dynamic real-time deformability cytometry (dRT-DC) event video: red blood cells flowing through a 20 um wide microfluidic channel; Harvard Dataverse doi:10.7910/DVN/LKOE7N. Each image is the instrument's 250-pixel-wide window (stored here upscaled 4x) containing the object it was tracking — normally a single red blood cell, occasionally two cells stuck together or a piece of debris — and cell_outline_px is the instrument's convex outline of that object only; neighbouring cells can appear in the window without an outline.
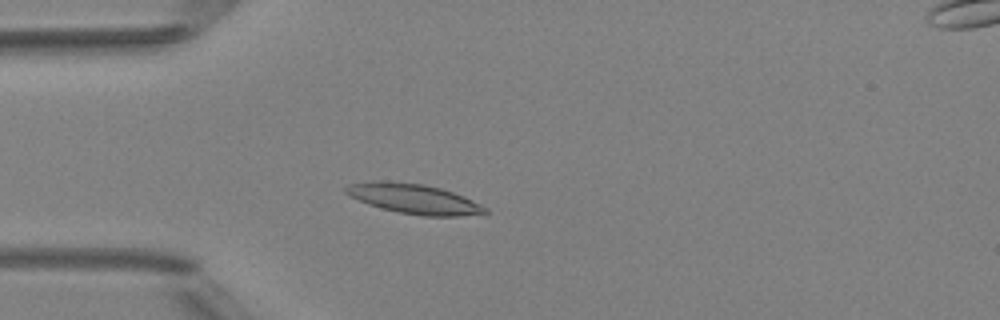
{"species": "Egyptian fruit bat (a non-hibernating species)", "species_latin": "Rousettus aegyptiacus", "temperature_condition": "room temperature", "stored_images_in_passage": 3, "camera_frame_rate_fps": 3000, "um_per_image_px": 0.085, "animal": {"sex": "female"}, "frame": {"image": 1, "passage_image": 3, "time_ms": 2.0, "image_size_px": [1000, 320], "cell_outline_px": [[488, 212], [484, 216], [424, 216], [400, 212], [368, 204], [344, 192], [344, 188], [348, 184], [380, 180], [424, 184], [440, 188], [464, 196], [488, 208]], "centroid_in_image_um": [35.27, 16.91], "position_along_channel_um": 49.7, "area_um2": 24.22}}